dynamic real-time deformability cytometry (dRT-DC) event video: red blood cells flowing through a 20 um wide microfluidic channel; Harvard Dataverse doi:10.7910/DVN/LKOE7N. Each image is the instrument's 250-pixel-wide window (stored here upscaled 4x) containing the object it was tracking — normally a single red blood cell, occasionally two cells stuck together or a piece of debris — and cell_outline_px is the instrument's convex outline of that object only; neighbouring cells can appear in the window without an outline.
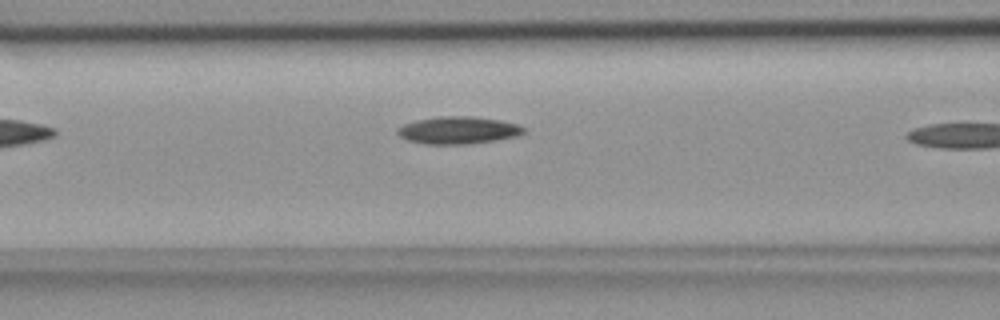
{"species": "common noctule bat (a hibernating species)", "species_latin": "Nyctalus noctula", "temperature_condition": "room temperature", "stored_images_in_passage": 4, "camera_frame_rate_fps": 3000, "um_per_image_px": 0.085, "animal": {"sex": "female", "body_mass_g": 18.4}, "frame": {"image": 1, "passage_image": 3, "time_ms": 0.667, "image_size_px": [1000, 320], "cell_outline_px": [[524, 132], [516, 136], [468, 144], [424, 144], [404, 140], [396, 132], [396, 128], [404, 124], [416, 120], [440, 116], [472, 116], [500, 120], [516, 124], [524, 128]], "centroid_in_image_um": [38.86, 11.07], "position_along_channel_um": 127.7, "area_um2": 20.06}}